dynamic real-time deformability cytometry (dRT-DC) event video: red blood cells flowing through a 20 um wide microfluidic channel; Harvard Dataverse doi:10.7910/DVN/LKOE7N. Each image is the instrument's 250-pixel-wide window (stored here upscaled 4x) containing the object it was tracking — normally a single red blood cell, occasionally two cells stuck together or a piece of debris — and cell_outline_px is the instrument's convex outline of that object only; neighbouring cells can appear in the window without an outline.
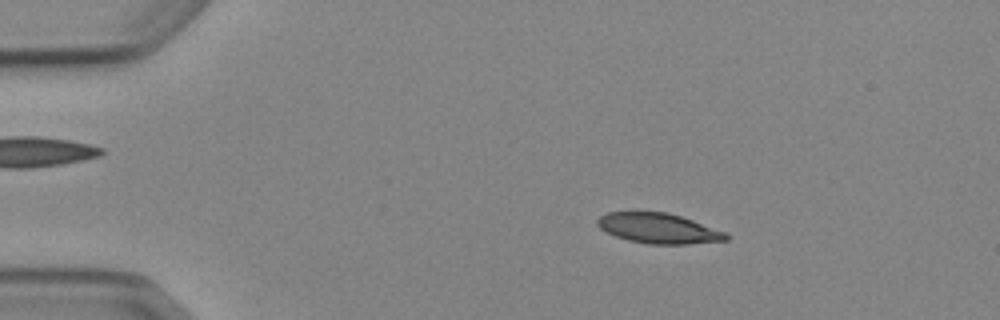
{"species": "Egyptian fruit bat (a non-hibernating species)", "species_latin": "Rousettus aegyptiacus", "temperature_condition": "cold", "stored_images_in_passage": 6, "camera_frame_rate_fps": 3000, "um_per_image_px": 0.085, "animal": {"sex": "female"}, "frame": {"image": 1, "passage_image": 2, "time_ms": 1.0, "image_size_px": [1000, 320], "cell_outline_px": [[728, 240], [688, 244], [648, 244], [628, 240], [616, 236], [600, 228], [596, 224], [596, 220], [600, 216], [608, 212], [636, 208], [668, 212], [728, 232]], "centroid_in_image_um": [55.93, 19.35], "position_along_channel_um": 29.1, "area_um2": 23.47}}
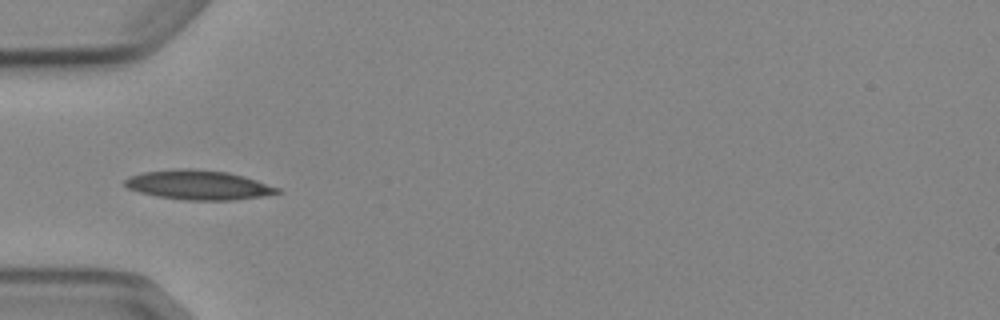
{"frame": {"image": 2, "passage_image": 4, "time_ms": 3.667, "image_size_px": [1000, 320], "cell_outline_px": [[280, 192], [260, 196], [232, 200], [184, 200], [156, 196], [140, 192], [128, 188], [124, 184], [124, 180], [128, 176], [144, 172], [176, 168], [192, 168], [228, 172], [244, 176], [280, 188]], "centroid_in_image_um": [16.83, 15.71], "position_along_channel_um": 68.2, "area_um2": 26.13}}
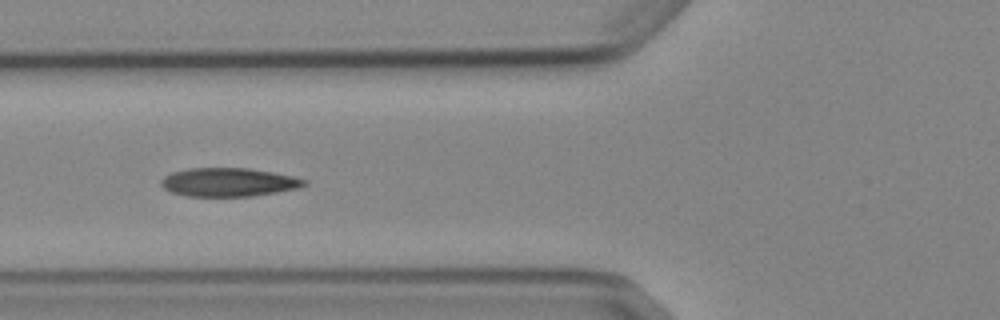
{"frame": {"image": 3, "passage_image": 5, "time_ms": 4.667, "image_size_px": [1000, 320], "cell_outline_px": [[308, 184], [296, 188], [276, 192], [252, 196], [184, 196], [172, 192], [164, 188], [160, 184], [160, 180], [164, 176], [172, 172], [188, 168], [248, 168], [272, 172], [292, 176], [308, 180]], "centroid_in_image_um": [19.4, 15.48], "position_along_channel_um": 106.4, "area_um2": 23.81}}